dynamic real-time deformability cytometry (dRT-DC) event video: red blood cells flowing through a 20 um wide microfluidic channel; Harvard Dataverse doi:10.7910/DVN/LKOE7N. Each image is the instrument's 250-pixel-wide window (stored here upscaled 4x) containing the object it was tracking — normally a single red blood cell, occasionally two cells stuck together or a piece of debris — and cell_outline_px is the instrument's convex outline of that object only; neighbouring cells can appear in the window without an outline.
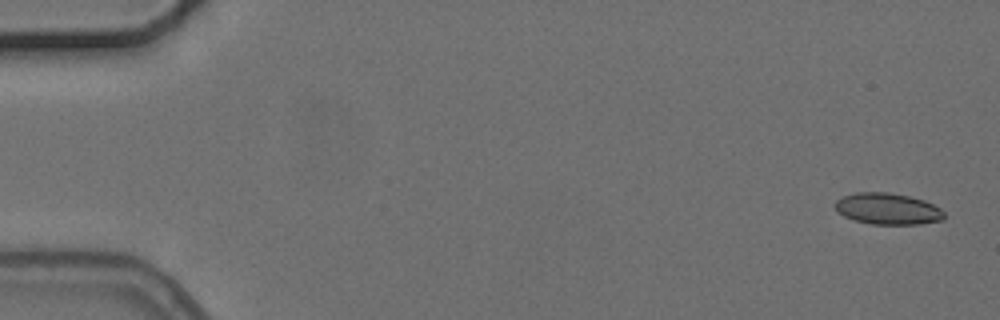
{"species": "common noctule bat (a hibernating species)", "species_latin": "Nyctalus noctula", "temperature_condition": "cold", "stored_images_in_passage": 6, "camera_frame_rate_fps": 3000, "um_per_image_px": 0.085, "animal": {"sex": "female", "body_mass_g": 24.6, "forearm_length_mm": 56.2}, "frame": {"image": 1, "passage_image": 1, "time_ms": 0.0, "image_size_px": [1000, 320], "cell_outline_px": [[944, 220], [920, 224], [872, 224], [856, 220], [844, 216], [836, 208], [836, 200], [844, 196], [856, 192], [888, 192], [908, 196], [924, 200], [940, 208], [944, 212]], "centroid_in_image_um": [75.49, 17.75], "position_along_channel_um": 9.5, "area_um2": 19.77}}